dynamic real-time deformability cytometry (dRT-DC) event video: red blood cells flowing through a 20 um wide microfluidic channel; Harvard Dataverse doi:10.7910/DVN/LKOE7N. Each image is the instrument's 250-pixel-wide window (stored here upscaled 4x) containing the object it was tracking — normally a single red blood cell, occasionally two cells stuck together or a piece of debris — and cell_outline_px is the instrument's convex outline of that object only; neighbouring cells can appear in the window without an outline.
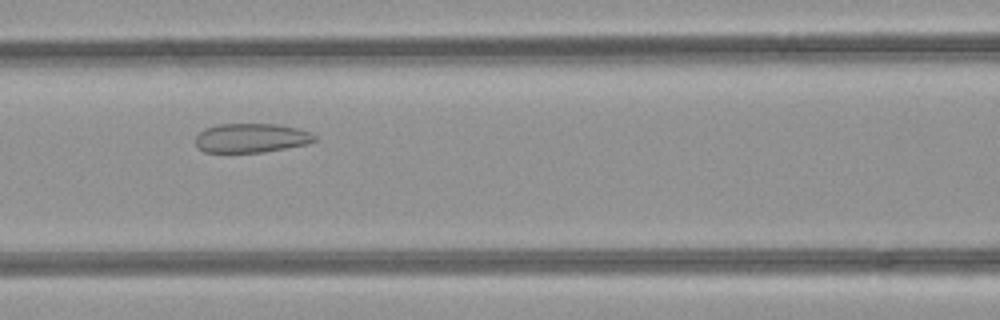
{"species": "common noctule bat (a hibernating species)", "species_latin": "Nyctalus noctula", "temperature_condition": "room temperature", "stored_images_in_passage": 39, "camera_frame_rate_fps": 3000, "um_per_image_px": 0.085, "animal": {"sex": "female", "body_mass_g": 21.9}, "frame": {"image": 1, "passage_image": 15, "time_ms": 4.667, "image_size_px": [1000, 320], "cell_outline_px": [[316, 140], [308, 144], [260, 152], [204, 152], [196, 144], [196, 136], [204, 128], [220, 124], [280, 124], [312, 132], [316, 136]], "centroid_in_image_um": [21.38, 11.72], "position_along_channel_um": 145.2, "area_um2": 20.17}}
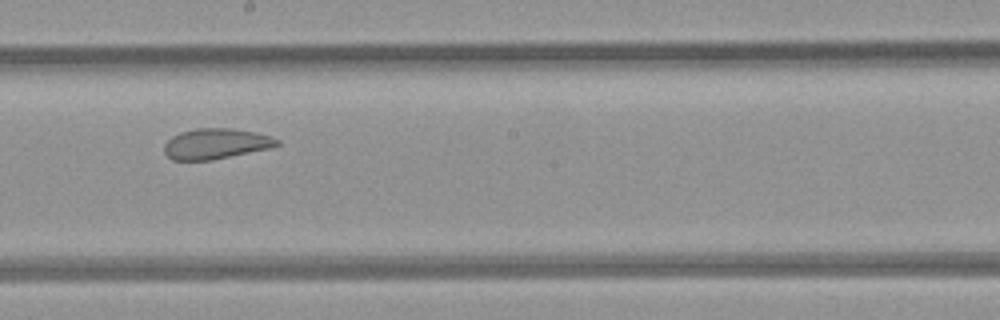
{"frame": {"image": 2, "passage_image": 21, "time_ms": 6.667, "image_size_px": [1000, 320], "cell_outline_px": [[280, 144], [268, 148], [212, 160], [172, 160], [164, 152], [164, 144], [172, 136], [180, 132], [196, 128], [232, 128], [252, 132], [268, 136], [280, 140]], "centroid_in_image_um": [18.3, 12.22], "position_along_channel_um": 229.9, "area_um2": 19.83}}
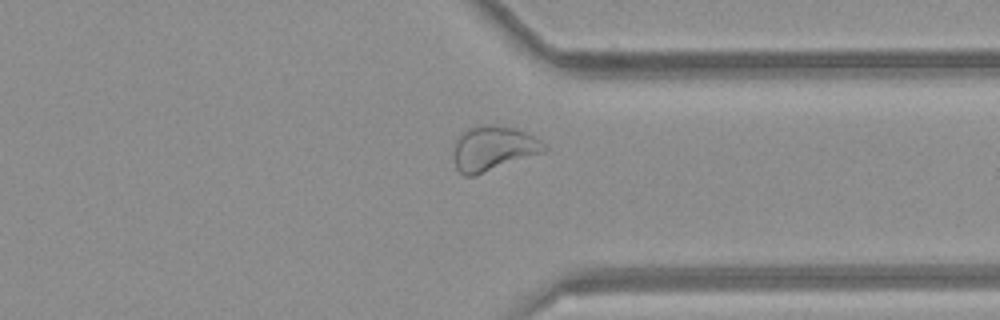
{"frame": {"image": 3, "passage_image": 31, "time_ms": 10.0, "image_size_px": [1000, 320], "cell_outline_px": [[548, 148], [544, 152], [476, 176], [464, 176], [456, 168], [452, 156], [456, 140], [468, 128], [476, 124], [492, 124], [512, 128], [536, 136]], "centroid_in_image_um": [41.91, 12.62], "position_along_channel_um": 369.5, "area_um2": 23.87}, "authors_computed_cell_mechanics": {"area_um2": 23.8714, "velocity_mm_per_s": 4.2414, "shape_relaxation_time_tau1_ms": null, "shape_relaxation_time_tau2_ms": 1.3415, "deformation_change_tau1": null, "deformation_change_tau2": 0.0708}}